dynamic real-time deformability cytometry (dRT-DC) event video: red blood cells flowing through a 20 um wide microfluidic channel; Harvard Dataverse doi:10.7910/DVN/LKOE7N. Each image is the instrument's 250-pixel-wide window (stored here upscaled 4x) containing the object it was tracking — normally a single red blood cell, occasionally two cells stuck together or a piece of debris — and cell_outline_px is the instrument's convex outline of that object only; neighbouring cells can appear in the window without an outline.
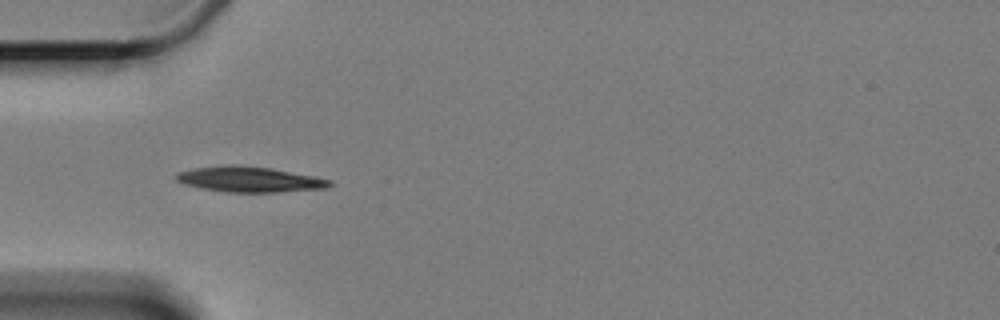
{"species": "Egyptian fruit bat (a non-hibernating species)", "species_latin": "Rousettus aegyptiacus", "temperature_condition": "cold", "stored_images_in_passage": 5, "camera_frame_rate_fps": 3000, "um_per_image_px": 0.085, "animal": {"sex": "female"}, "frame": {"image": 1, "passage_image": 4, "time_ms": 3.667, "image_size_px": [1000, 320], "cell_outline_px": [[332, 184], [328, 188], [276, 192], [224, 192], [200, 188], [184, 184], [176, 180], [172, 176], [176, 172], [192, 168], [228, 164], [232, 164], [272, 168], [316, 176], [332, 180]], "centroid_in_image_um": [21.17, 15.23], "position_along_channel_um": 63.8, "area_um2": 23.18}}
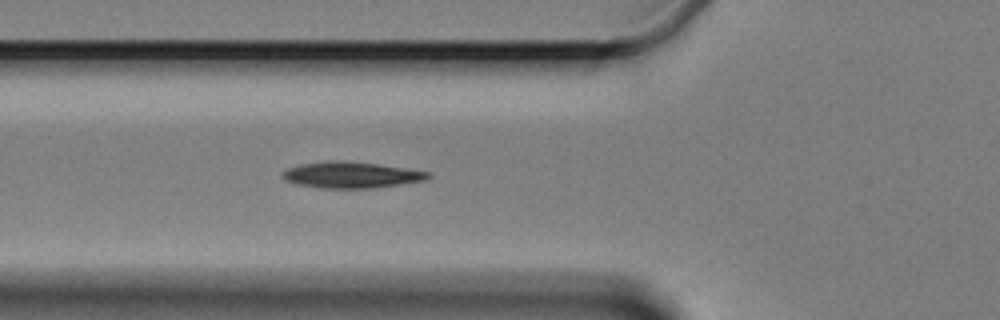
{"frame": {"image": 2, "passage_image": 5, "time_ms": 4.667, "image_size_px": [1000, 320], "cell_outline_px": [[432, 176], [424, 180], [400, 184], [372, 188], [320, 188], [296, 184], [284, 180], [280, 176], [280, 172], [288, 168], [300, 164], [328, 160], [336, 160], [376, 164], [428, 172]], "centroid_in_image_um": [29.75, 14.87], "position_along_channel_um": 96.1, "area_um2": 22.08}}